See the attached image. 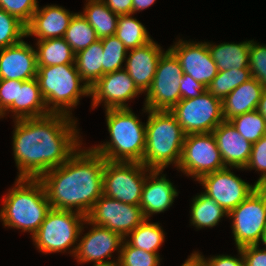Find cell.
<instances>
[{"label": "cell", "mask_w": 266, "mask_h": 266, "mask_svg": "<svg viewBox=\"0 0 266 266\" xmlns=\"http://www.w3.org/2000/svg\"><path fill=\"white\" fill-rule=\"evenodd\" d=\"M13 154L18 178L39 179L65 163L83 144L77 119L60 113L13 120Z\"/></svg>", "instance_id": "cell-1"}, {"label": "cell", "mask_w": 266, "mask_h": 266, "mask_svg": "<svg viewBox=\"0 0 266 266\" xmlns=\"http://www.w3.org/2000/svg\"><path fill=\"white\" fill-rule=\"evenodd\" d=\"M105 159L81 146L62 165L45 172L43 183L51 208L70 210L85 217L103 195Z\"/></svg>", "instance_id": "cell-2"}, {"label": "cell", "mask_w": 266, "mask_h": 266, "mask_svg": "<svg viewBox=\"0 0 266 266\" xmlns=\"http://www.w3.org/2000/svg\"><path fill=\"white\" fill-rule=\"evenodd\" d=\"M13 188L3 197L0 220L5 227L21 229L33 236L51 209L39 179L16 178Z\"/></svg>", "instance_id": "cell-3"}, {"label": "cell", "mask_w": 266, "mask_h": 266, "mask_svg": "<svg viewBox=\"0 0 266 266\" xmlns=\"http://www.w3.org/2000/svg\"><path fill=\"white\" fill-rule=\"evenodd\" d=\"M111 140L91 147L105 160L141 163L146 146V124L130 108L106 109Z\"/></svg>", "instance_id": "cell-4"}, {"label": "cell", "mask_w": 266, "mask_h": 266, "mask_svg": "<svg viewBox=\"0 0 266 266\" xmlns=\"http://www.w3.org/2000/svg\"><path fill=\"white\" fill-rule=\"evenodd\" d=\"M146 146L141 163L151 170H164L168 165L178 167L185 132L176 117L165 110H147Z\"/></svg>", "instance_id": "cell-5"}, {"label": "cell", "mask_w": 266, "mask_h": 266, "mask_svg": "<svg viewBox=\"0 0 266 266\" xmlns=\"http://www.w3.org/2000/svg\"><path fill=\"white\" fill-rule=\"evenodd\" d=\"M36 79L50 113L73 116L72 108L78 105L80 97L90 96V87L82 80L75 63L38 67Z\"/></svg>", "instance_id": "cell-6"}, {"label": "cell", "mask_w": 266, "mask_h": 266, "mask_svg": "<svg viewBox=\"0 0 266 266\" xmlns=\"http://www.w3.org/2000/svg\"><path fill=\"white\" fill-rule=\"evenodd\" d=\"M85 219L83 214L74 210L51 208L38 231L32 236L37 250L48 254L66 253L70 249V255L74 256L78 238L84 231Z\"/></svg>", "instance_id": "cell-7"}, {"label": "cell", "mask_w": 266, "mask_h": 266, "mask_svg": "<svg viewBox=\"0 0 266 266\" xmlns=\"http://www.w3.org/2000/svg\"><path fill=\"white\" fill-rule=\"evenodd\" d=\"M228 217L237 249L260 245L266 229V188L258 186Z\"/></svg>", "instance_id": "cell-8"}, {"label": "cell", "mask_w": 266, "mask_h": 266, "mask_svg": "<svg viewBox=\"0 0 266 266\" xmlns=\"http://www.w3.org/2000/svg\"><path fill=\"white\" fill-rule=\"evenodd\" d=\"M150 171L138 162L105 160L103 194L123 203L139 205L143 184Z\"/></svg>", "instance_id": "cell-9"}, {"label": "cell", "mask_w": 266, "mask_h": 266, "mask_svg": "<svg viewBox=\"0 0 266 266\" xmlns=\"http://www.w3.org/2000/svg\"><path fill=\"white\" fill-rule=\"evenodd\" d=\"M170 112L186 135L212 133L224 121L222 100L207 90L198 97L180 100Z\"/></svg>", "instance_id": "cell-10"}, {"label": "cell", "mask_w": 266, "mask_h": 266, "mask_svg": "<svg viewBox=\"0 0 266 266\" xmlns=\"http://www.w3.org/2000/svg\"><path fill=\"white\" fill-rule=\"evenodd\" d=\"M183 76L176 56L167 49L160 57L143 106L147 110L170 111L180 100V79Z\"/></svg>", "instance_id": "cell-11"}, {"label": "cell", "mask_w": 266, "mask_h": 266, "mask_svg": "<svg viewBox=\"0 0 266 266\" xmlns=\"http://www.w3.org/2000/svg\"><path fill=\"white\" fill-rule=\"evenodd\" d=\"M177 168L196 181L205 174L226 168L213 134H187Z\"/></svg>", "instance_id": "cell-12"}, {"label": "cell", "mask_w": 266, "mask_h": 266, "mask_svg": "<svg viewBox=\"0 0 266 266\" xmlns=\"http://www.w3.org/2000/svg\"><path fill=\"white\" fill-rule=\"evenodd\" d=\"M84 223L92 227L88 233L79 237L81 239L78 240L73 256L78 264L93 262V266H117L124 238L104 226L91 223L87 218ZM115 251L119 253L116 262L110 260Z\"/></svg>", "instance_id": "cell-13"}, {"label": "cell", "mask_w": 266, "mask_h": 266, "mask_svg": "<svg viewBox=\"0 0 266 266\" xmlns=\"http://www.w3.org/2000/svg\"><path fill=\"white\" fill-rule=\"evenodd\" d=\"M86 218L93 224L119 233L123 238L145 220L139 205L123 203L104 194L96 201Z\"/></svg>", "instance_id": "cell-14"}, {"label": "cell", "mask_w": 266, "mask_h": 266, "mask_svg": "<svg viewBox=\"0 0 266 266\" xmlns=\"http://www.w3.org/2000/svg\"><path fill=\"white\" fill-rule=\"evenodd\" d=\"M203 192L228 213L244 201L258 186L236 176L229 167L203 175L197 180Z\"/></svg>", "instance_id": "cell-15"}, {"label": "cell", "mask_w": 266, "mask_h": 266, "mask_svg": "<svg viewBox=\"0 0 266 266\" xmlns=\"http://www.w3.org/2000/svg\"><path fill=\"white\" fill-rule=\"evenodd\" d=\"M142 92L123 68L112 73L104 74L94 85L90 87L92 96L91 107L96 108L104 103L106 109L129 108L128 100H131Z\"/></svg>", "instance_id": "cell-16"}, {"label": "cell", "mask_w": 266, "mask_h": 266, "mask_svg": "<svg viewBox=\"0 0 266 266\" xmlns=\"http://www.w3.org/2000/svg\"><path fill=\"white\" fill-rule=\"evenodd\" d=\"M178 59L183 74L190 75L206 87L218 74L207 42H190L179 39L168 48Z\"/></svg>", "instance_id": "cell-17"}, {"label": "cell", "mask_w": 266, "mask_h": 266, "mask_svg": "<svg viewBox=\"0 0 266 266\" xmlns=\"http://www.w3.org/2000/svg\"><path fill=\"white\" fill-rule=\"evenodd\" d=\"M37 71L36 49L28 42L0 49V79L26 81L35 78Z\"/></svg>", "instance_id": "cell-18"}, {"label": "cell", "mask_w": 266, "mask_h": 266, "mask_svg": "<svg viewBox=\"0 0 266 266\" xmlns=\"http://www.w3.org/2000/svg\"><path fill=\"white\" fill-rule=\"evenodd\" d=\"M124 69L138 89L145 93L153 82L158 61L164 53L162 47L154 40L144 46L128 50Z\"/></svg>", "instance_id": "cell-19"}, {"label": "cell", "mask_w": 266, "mask_h": 266, "mask_svg": "<svg viewBox=\"0 0 266 266\" xmlns=\"http://www.w3.org/2000/svg\"><path fill=\"white\" fill-rule=\"evenodd\" d=\"M162 172L163 170H151L143 184L139 206L145 219L169 209L178 196L175 186Z\"/></svg>", "instance_id": "cell-20"}, {"label": "cell", "mask_w": 266, "mask_h": 266, "mask_svg": "<svg viewBox=\"0 0 266 266\" xmlns=\"http://www.w3.org/2000/svg\"><path fill=\"white\" fill-rule=\"evenodd\" d=\"M225 167L245 169L252 143L241 136L229 121H223L213 131Z\"/></svg>", "instance_id": "cell-21"}, {"label": "cell", "mask_w": 266, "mask_h": 266, "mask_svg": "<svg viewBox=\"0 0 266 266\" xmlns=\"http://www.w3.org/2000/svg\"><path fill=\"white\" fill-rule=\"evenodd\" d=\"M74 14L59 5H46L43 8L38 5L26 25V37L36 36L37 40L62 38Z\"/></svg>", "instance_id": "cell-22"}, {"label": "cell", "mask_w": 266, "mask_h": 266, "mask_svg": "<svg viewBox=\"0 0 266 266\" xmlns=\"http://www.w3.org/2000/svg\"><path fill=\"white\" fill-rule=\"evenodd\" d=\"M264 87L255 78L236 87L222 100L224 121L257 109Z\"/></svg>", "instance_id": "cell-23"}, {"label": "cell", "mask_w": 266, "mask_h": 266, "mask_svg": "<svg viewBox=\"0 0 266 266\" xmlns=\"http://www.w3.org/2000/svg\"><path fill=\"white\" fill-rule=\"evenodd\" d=\"M13 113L14 120L37 118L50 114L41 95L38 81L35 78L21 81L18 86L17 102H13L5 111Z\"/></svg>", "instance_id": "cell-24"}, {"label": "cell", "mask_w": 266, "mask_h": 266, "mask_svg": "<svg viewBox=\"0 0 266 266\" xmlns=\"http://www.w3.org/2000/svg\"><path fill=\"white\" fill-rule=\"evenodd\" d=\"M208 48L218 71L229 69H249L250 40L240 43H220L218 45L208 43Z\"/></svg>", "instance_id": "cell-25"}, {"label": "cell", "mask_w": 266, "mask_h": 266, "mask_svg": "<svg viewBox=\"0 0 266 266\" xmlns=\"http://www.w3.org/2000/svg\"><path fill=\"white\" fill-rule=\"evenodd\" d=\"M103 55L101 39L75 54L76 69L89 87L103 76Z\"/></svg>", "instance_id": "cell-26"}, {"label": "cell", "mask_w": 266, "mask_h": 266, "mask_svg": "<svg viewBox=\"0 0 266 266\" xmlns=\"http://www.w3.org/2000/svg\"><path fill=\"white\" fill-rule=\"evenodd\" d=\"M36 45L38 67L75 63V53L63 37L37 40Z\"/></svg>", "instance_id": "cell-27"}, {"label": "cell", "mask_w": 266, "mask_h": 266, "mask_svg": "<svg viewBox=\"0 0 266 266\" xmlns=\"http://www.w3.org/2000/svg\"><path fill=\"white\" fill-rule=\"evenodd\" d=\"M82 16L96 31L99 39L115 35L118 15L113 13L102 0H86Z\"/></svg>", "instance_id": "cell-28"}, {"label": "cell", "mask_w": 266, "mask_h": 266, "mask_svg": "<svg viewBox=\"0 0 266 266\" xmlns=\"http://www.w3.org/2000/svg\"><path fill=\"white\" fill-rule=\"evenodd\" d=\"M191 204L190 221L197 229L214 227L222 217H228V212L203 192L196 195Z\"/></svg>", "instance_id": "cell-29"}, {"label": "cell", "mask_w": 266, "mask_h": 266, "mask_svg": "<svg viewBox=\"0 0 266 266\" xmlns=\"http://www.w3.org/2000/svg\"><path fill=\"white\" fill-rule=\"evenodd\" d=\"M124 240L130 246L142 249L148 253L159 254L158 250L165 240V233L158 222L151 223L149 219H145Z\"/></svg>", "instance_id": "cell-30"}, {"label": "cell", "mask_w": 266, "mask_h": 266, "mask_svg": "<svg viewBox=\"0 0 266 266\" xmlns=\"http://www.w3.org/2000/svg\"><path fill=\"white\" fill-rule=\"evenodd\" d=\"M115 36L125 44L127 50L144 46L153 40L145 26L132 14L118 16Z\"/></svg>", "instance_id": "cell-31"}, {"label": "cell", "mask_w": 266, "mask_h": 266, "mask_svg": "<svg viewBox=\"0 0 266 266\" xmlns=\"http://www.w3.org/2000/svg\"><path fill=\"white\" fill-rule=\"evenodd\" d=\"M76 54L99 40L96 31L81 13H75L63 37Z\"/></svg>", "instance_id": "cell-32"}, {"label": "cell", "mask_w": 266, "mask_h": 266, "mask_svg": "<svg viewBox=\"0 0 266 266\" xmlns=\"http://www.w3.org/2000/svg\"><path fill=\"white\" fill-rule=\"evenodd\" d=\"M250 78L252 77L249 69L232 68L227 71H218L216 77L207 86V91L223 100L236 87Z\"/></svg>", "instance_id": "cell-33"}, {"label": "cell", "mask_w": 266, "mask_h": 266, "mask_svg": "<svg viewBox=\"0 0 266 266\" xmlns=\"http://www.w3.org/2000/svg\"><path fill=\"white\" fill-rule=\"evenodd\" d=\"M229 122L243 138L252 144L266 135V121L257 110L236 116Z\"/></svg>", "instance_id": "cell-34"}, {"label": "cell", "mask_w": 266, "mask_h": 266, "mask_svg": "<svg viewBox=\"0 0 266 266\" xmlns=\"http://www.w3.org/2000/svg\"><path fill=\"white\" fill-rule=\"evenodd\" d=\"M103 47V75L123 69V62L129 52L115 35L101 38Z\"/></svg>", "instance_id": "cell-35"}, {"label": "cell", "mask_w": 266, "mask_h": 266, "mask_svg": "<svg viewBox=\"0 0 266 266\" xmlns=\"http://www.w3.org/2000/svg\"><path fill=\"white\" fill-rule=\"evenodd\" d=\"M26 37V25L0 9V49L19 43Z\"/></svg>", "instance_id": "cell-36"}, {"label": "cell", "mask_w": 266, "mask_h": 266, "mask_svg": "<svg viewBox=\"0 0 266 266\" xmlns=\"http://www.w3.org/2000/svg\"><path fill=\"white\" fill-rule=\"evenodd\" d=\"M160 260L159 254L148 253L123 240L117 266H160Z\"/></svg>", "instance_id": "cell-37"}, {"label": "cell", "mask_w": 266, "mask_h": 266, "mask_svg": "<svg viewBox=\"0 0 266 266\" xmlns=\"http://www.w3.org/2000/svg\"><path fill=\"white\" fill-rule=\"evenodd\" d=\"M249 58L251 77L266 88V45L250 40Z\"/></svg>", "instance_id": "cell-38"}, {"label": "cell", "mask_w": 266, "mask_h": 266, "mask_svg": "<svg viewBox=\"0 0 266 266\" xmlns=\"http://www.w3.org/2000/svg\"><path fill=\"white\" fill-rule=\"evenodd\" d=\"M37 0H0V9L27 25L38 8Z\"/></svg>", "instance_id": "cell-39"}, {"label": "cell", "mask_w": 266, "mask_h": 266, "mask_svg": "<svg viewBox=\"0 0 266 266\" xmlns=\"http://www.w3.org/2000/svg\"><path fill=\"white\" fill-rule=\"evenodd\" d=\"M249 169L260 171L261 176L255 182V185L262 187L266 183V135L252 144L251 156L245 167V170Z\"/></svg>", "instance_id": "cell-40"}, {"label": "cell", "mask_w": 266, "mask_h": 266, "mask_svg": "<svg viewBox=\"0 0 266 266\" xmlns=\"http://www.w3.org/2000/svg\"><path fill=\"white\" fill-rule=\"evenodd\" d=\"M20 80L0 79V108L5 111L13 102H17Z\"/></svg>", "instance_id": "cell-41"}, {"label": "cell", "mask_w": 266, "mask_h": 266, "mask_svg": "<svg viewBox=\"0 0 266 266\" xmlns=\"http://www.w3.org/2000/svg\"><path fill=\"white\" fill-rule=\"evenodd\" d=\"M206 90L207 87L205 85L196 81L190 75L183 74L180 79L181 100L198 97Z\"/></svg>", "instance_id": "cell-42"}, {"label": "cell", "mask_w": 266, "mask_h": 266, "mask_svg": "<svg viewBox=\"0 0 266 266\" xmlns=\"http://www.w3.org/2000/svg\"><path fill=\"white\" fill-rule=\"evenodd\" d=\"M238 250V257H233L230 255H215L210 258H205L202 254L197 251L194 253L200 258L204 266H244V259L241 249Z\"/></svg>", "instance_id": "cell-43"}, {"label": "cell", "mask_w": 266, "mask_h": 266, "mask_svg": "<svg viewBox=\"0 0 266 266\" xmlns=\"http://www.w3.org/2000/svg\"><path fill=\"white\" fill-rule=\"evenodd\" d=\"M241 249L244 266H266V248L260 249L259 244L244 246Z\"/></svg>", "instance_id": "cell-44"}, {"label": "cell", "mask_w": 266, "mask_h": 266, "mask_svg": "<svg viewBox=\"0 0 266 266\" xmlns=\"http://www.w3.org/2000/svg\"><path fill=\"white\" fill-rule=\"evenodd\" d=\"M116 15L132 14V0H102Z\"/></svg>", "instance_id": "cell-45"}, {"label": "cell", "mask_w": 266, "mask_h": 266, "mask_svg": "<svg viewBox=\"0 0 266 266\" xmlns=\"http://www.w3.org/2000/svg\"><path fill=\"white\" fill-rule=\"evenodd\" d=\"M156 0H132V15L150 7Z\"/></svg>", "instance_id": "cell-46"}, {"label": "cell", "mask_w": 266, "mask_h": 266, "mask_svg": "<svg viewBox=\"0 0 266 266\" xmlns=\"http://www.w3.org/2000/svg\"><path fill=\"white\" fill-rule=\"evenodd\" d=\"M266 121V88L263 89L260 101L256 109Z\"/></svg>", "instance_id": "cell-47"}, {"label": "cell", "mask_w": 266, "mask_h": 266, "mask_svg": "<svg viewBox=\"0 0 266 266\" xmlns=\"http://www.w3.org/2000/svg\"><path fill=\"white\" fill-rule=\"evenodd\" d=\"M181 266H204L200 258L193 252Z\"/></svg>", "instance_id": "cell-48"}, {"label": "cell", "mask_w": 266, "mask_h": 266, "mask_svg": "<svg viewBox=\"0 0 266 266\" xmlns=\"http://www.w3.org/2000/svg\"><path fill=\"white\" fill-rule=\"evenodd\" d=\"M261 242L265 245V248H266V229L264 231V234H263Z\"/></svg>", "instance_id": "cell-49"}, {"label": "cell", "mask_w": 266, "mask_h": 266, "mask_svg": "<svg viewBox=\"0 0 266 266\" xmlns=\"http://www.w3.org/2000/svg\"><path fill=\"white\" fill-rule=\"evenodd\" d=\"M4 111L0 108V118H4Z\"/></svg>", "instance_id": "cell-50"}]
</instances>
